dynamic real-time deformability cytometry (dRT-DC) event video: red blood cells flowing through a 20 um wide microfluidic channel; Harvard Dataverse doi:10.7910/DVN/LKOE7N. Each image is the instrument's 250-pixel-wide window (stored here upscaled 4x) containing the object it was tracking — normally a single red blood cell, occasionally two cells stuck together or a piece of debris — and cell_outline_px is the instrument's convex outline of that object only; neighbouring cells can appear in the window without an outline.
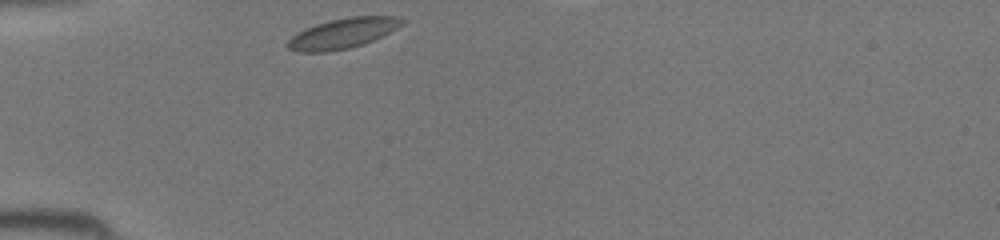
{"species": "common noctule bat (a hibernating species)", "species_latin": "Nyctalus noctula", "temperature_condition": "room temperature", "stored_images_in_passage": 25, "camera_frame_rate_fps": 3000, "um_per_image_px": 0.085, "animal": {"sex": "female", "body_mass_g": 19.5, "forearm_length_mm": 54.1}, "frame": {"image": 1, "passage_image": 1, "time_ms": 0.0, "image_size_px": [1000, 240], "cell_outline_px": [[408, 20], [404, 24], [364, 44], [348, 48], [328, 52], [296, 52], [288, 48], [284, 44], [296, 32], [304, 28], [328, 20], [348, 16], [400, 16]], "centroid_in_image_um": [29.11, 2.82], "position_along_channel_um": 55.9, "area_um2": 20.4}}
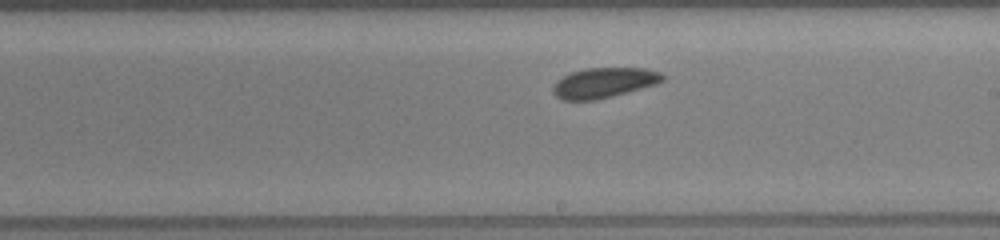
{"frame": {"image": 2, "passage_image": 14, "time_ms": 4.333, "image_size_px": [1000, 240], "cell_outline_px": [[664, 80], [656, 84], [612, 96], [596, 100], [564, 100], [556, 96], [552, 92], [552, 88], [556, 80], [572, 72], [584, 68], [648, 68], [660, 72], [664, 76]], "centroid_in_image_um": [51.32, 7.03], "position_along_channel_um": 237.7, "area_um2": 19.25}}
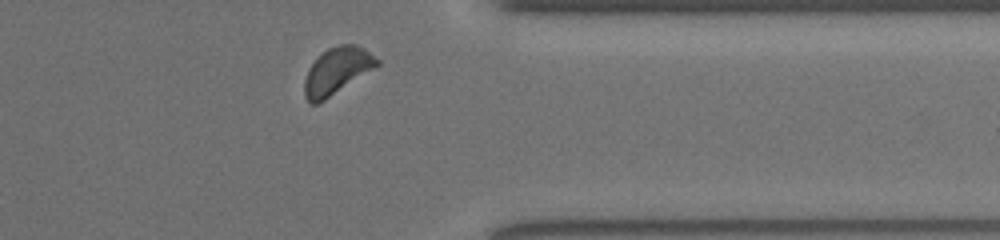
{"frame": {"image": 3, "passage_image": 24, "time_ms": 7.667, "image_size_px": [1000, 240], "cell_outline_px": [[380, 64], [324, 100], [316, 104], [312, 104], [304, 96], [304, 80], [308, 68], [328, 48], [340, 44], [356, 44], [364, 48], [380, 60]], "centroid_in_image_um": [28.64, 6.01], "position_along_channel_um": 382.8, "area_um2": 19.36}}